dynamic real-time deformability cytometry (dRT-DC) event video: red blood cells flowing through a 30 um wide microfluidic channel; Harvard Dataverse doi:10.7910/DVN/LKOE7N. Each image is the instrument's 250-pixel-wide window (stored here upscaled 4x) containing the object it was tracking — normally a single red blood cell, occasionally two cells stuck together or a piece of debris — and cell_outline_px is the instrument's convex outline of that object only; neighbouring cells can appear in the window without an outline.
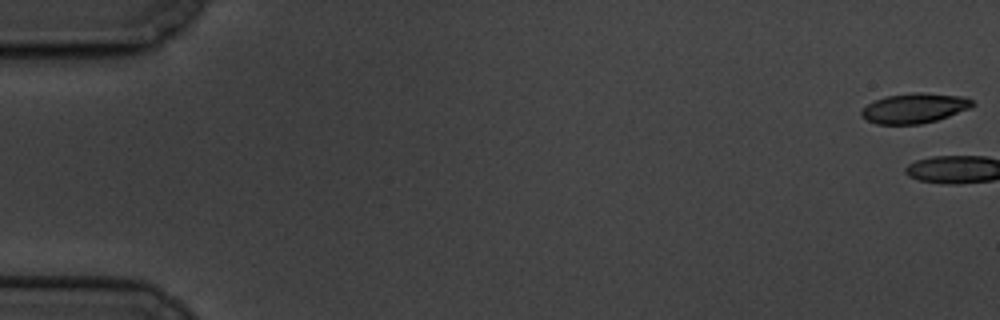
{"species": "common noctule bat (a hibernating species)", "species_latin": "Nyctalus noctula", "temperature_condition": "cold", "stored_images_in_passage": 6, "camera_frame_rate_fps": 3000, "um_per_image_px": 0.085, "animal": {"sex": "male", "body_mass_g": 19.5, "forearm_length_mm": 54.6}, "frame": {"image": 1, "passage_image": 1, "time_ms": 0.0, "image_size_px": [1000, 320], "cell_outline_px": [[976, 104], [968, 108], [948, 116], [936, 120], [920, 124], [876, 124], [860, 116], [860, 112], [868, 104], [876, 100], [888, 96], [912, 92], [924, 92], [964, 96], [972, 100]], "centroid_in_image_um": [77.73, 9.18], "position_along_channel_um": 7.3, "area_um2": 19.25}}